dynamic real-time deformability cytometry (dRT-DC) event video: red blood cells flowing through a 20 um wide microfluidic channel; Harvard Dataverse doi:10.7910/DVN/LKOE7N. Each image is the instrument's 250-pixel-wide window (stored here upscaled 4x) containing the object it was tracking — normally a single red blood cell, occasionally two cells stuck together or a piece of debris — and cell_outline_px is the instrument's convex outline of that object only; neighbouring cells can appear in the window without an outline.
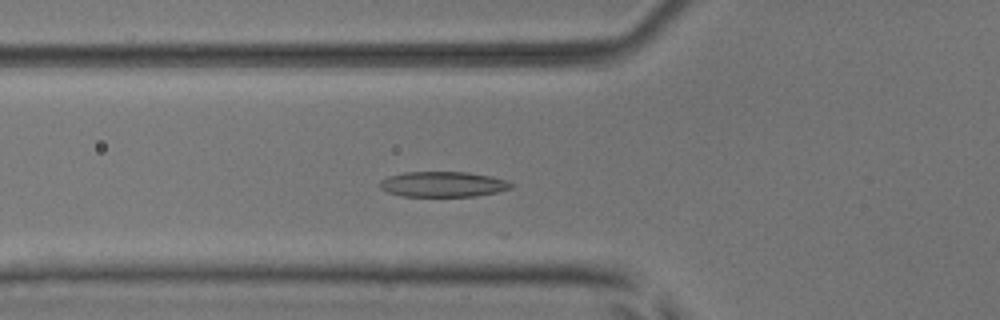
{"species": "common noctule bat (a hibernating species)", "species_latin": "Nyctalus noctula", "temperature_condition": "room temperature", "stored_images_in_passage": 9, "camera_frame_rate_fps": 3000, "um_per_image_px": 0.085, "animal": {"sex": "male", "body_mass_g": 17.9, "forearm_length_mm": 54.2}, "frame": {"image": 1, "passage_image": 5, "time_ms": 1.333, "image_size_px": [1000, 320], "cell_outline_px": [[512, 188], [496, 192], [476, 196], [400, 196], [388, 192], [380, 188], [376, 184], [380, 180], [388, 176], [404, 172], [468, 172], [492, 176], [508, 180], [512, 184]], "centroid_in_image_um": [37.62, 15.65], "position_along_channel_um": 88.2, "area_um2": 19.59}}
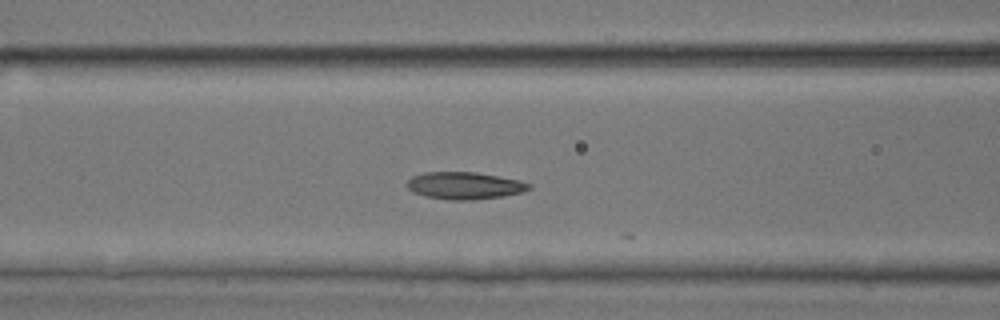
{"frame": {"image": 2, "passage_image": 8, "time_ms": 2.333, "image_size_px": [1000, 320], "cell_outline_px": [[532, 188], [524, 192], [500, 196], [472, 200], [448, 200], [424, 196], [412, 192], [404, 184], [412, 176], [424, 172], [476, 172], [520, 180], [532, 184]], "centroid_in_image_um": [39.47, 15.77], "position_along_channel_um": 127.1, "area_um2": 19.54}}